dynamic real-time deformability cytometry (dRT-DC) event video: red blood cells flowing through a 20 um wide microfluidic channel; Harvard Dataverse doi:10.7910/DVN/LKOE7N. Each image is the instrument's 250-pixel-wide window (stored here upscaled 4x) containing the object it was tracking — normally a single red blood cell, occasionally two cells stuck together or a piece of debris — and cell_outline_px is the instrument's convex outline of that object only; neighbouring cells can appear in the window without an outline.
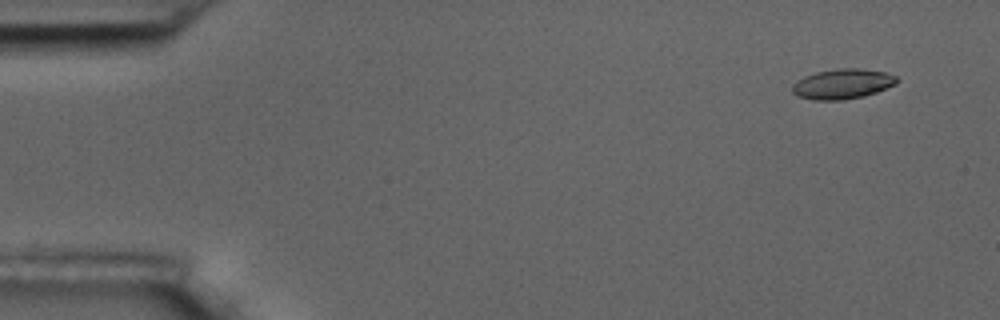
{"species": "common noctule bat (a hibernating species)", "species_latin": "Nyctalus noctula", "temperature_condition": "room temperature", "stored_images_in_passage": 56, "camera_frame_rate_fps": 3000, "um_per_image_px": 0.085, "animal": {"sex": "male", "body_mass_g": 17.5, "forearm_length_mm": 52.3}, "frame": {"image": 1, "passage_image": 4, "time_ms": 1.0, "image_size_px": [1000, 320], "cell_outline_px": [[900, 80], [896, 84], [876, 92], [864, 96], [844, 100], [812, 100], [796, 96], [792, 92], [792, 84], [796, 80], [804, 76], [816, 72], [840, 68], [860, 68], [884, 72], [896, 76]], "centroid_in_image_um": [71.59, 7.14], "position_along_channel_um": 13.4, "area_um2": 18.5}}
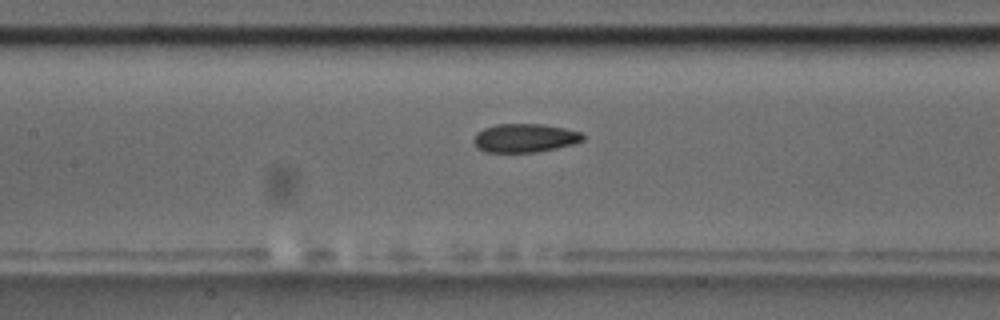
{"frame": {"image": 2, "passage_image": 26, "time_ms": 8.333, "image_size_px": [1000, 320], "cell_outline_px": [[584, 140], [572, 144], [556, 148], [536, 152], [484, 152], [476, 148], [472, 140], [476, 132], [484, 128], [496, 124], [544, 124], [584, 132]], "centroid_in_image_um": [44.59, 11.73], "position_along_channel_um": 162.8, "area_um2": 18.44}}
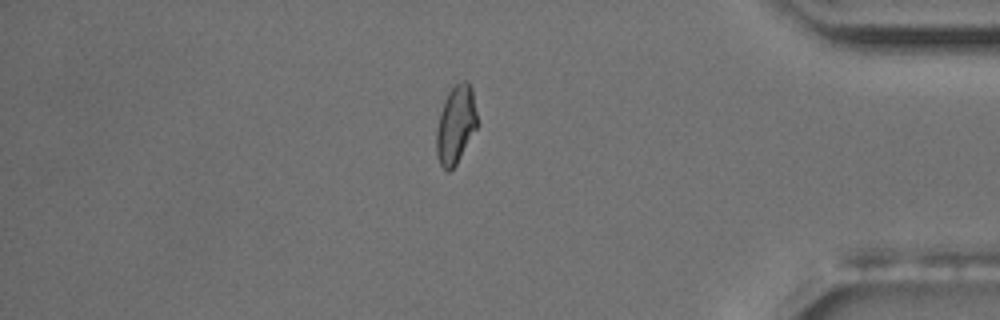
{"frame": {"image": 3, "passage_image": 48, "time_ms": 15.667, "image_size_px": [1000, 320], "cell_outline_px": [[480, 124], [456, 164], [448, 172], [440, 164], [436, 152], [436, 128], [440, 112], [444, 100], [448, 92], [460, 80], [468, 80], [472, 88]], "centroid_in_image_um": [38.77, 10.56], "position_along_channel_um": 396.4, "area_um2": 19.02}, "authors_computed_cell_mechanics": {"area_um2": 18.5538, "velocity_mm_per_s": 3.6075, "shape_relaxation_time_tau1_ms": null, "shape_relaxation_time_tau2_ms": 2.1808, "deformation_change_tau1": null, "deformation_change_tau2": 0.0716}}